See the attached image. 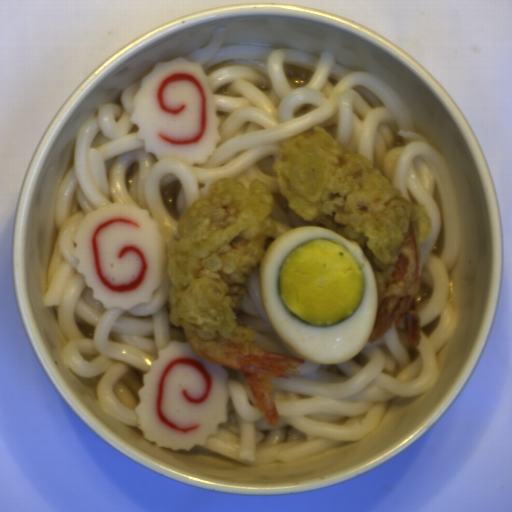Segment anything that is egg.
<instances>
[{
	"mask_svg": "<svg viewBox=\"0 0 512 512\" xmlns=\"http://www.w3.org/2000/svg\"><path fill=\"white\" fill-rule=\"evenodd\" d=\"M259 279L270 325L295 354L342 364L368 344L378 286L355 241L318 226L290 229L267 247Z\"/></svg>",
	"mask_w": 512,
	"mask_h": 512,
	"instance_id": "1",
	"label": "egg"
}]
</instances>
